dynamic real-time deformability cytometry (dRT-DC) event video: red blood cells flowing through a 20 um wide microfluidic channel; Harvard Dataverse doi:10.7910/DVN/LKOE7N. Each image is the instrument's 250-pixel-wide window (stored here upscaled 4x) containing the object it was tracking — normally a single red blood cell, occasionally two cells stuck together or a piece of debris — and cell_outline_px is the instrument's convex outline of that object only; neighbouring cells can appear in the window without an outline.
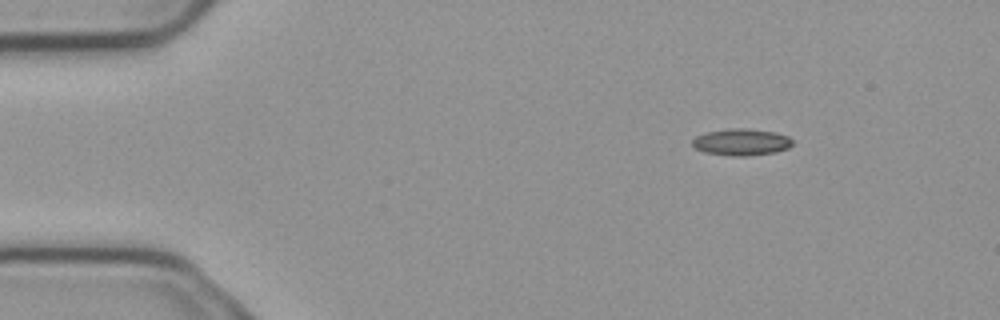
{"species": "common noctule bat (a hibernating species)", "species_latin": "Nyctalus noctula", "temperature_condition": "cold", "stored_images_in_passage": 3, "camera_frame_rate_fps": 3000, "um_per_image_px": 0.085, "animal": {"sex": "male", "body_mass_g": 23.1, "forearm_length_mm": 52.7}, "frame": {"image": 1, "passage_image": 1, "time_ms": 0.0, "image_size_px": [1000, 320], "cell_outline_px": [[792, 144], [788, 148], [776, 152], [744, 156], [736, 156], [704, 152], [696, 148], [692, 144], [692, 140], [696, 136], [708, 132], [732, 128], [744, 128], [776, 132], [788, 136], [792, 140]], "centroid_in_image_um": [63.03, 12.07], "position_along_channel_um": 22.0, "area_um2": 15.43}}